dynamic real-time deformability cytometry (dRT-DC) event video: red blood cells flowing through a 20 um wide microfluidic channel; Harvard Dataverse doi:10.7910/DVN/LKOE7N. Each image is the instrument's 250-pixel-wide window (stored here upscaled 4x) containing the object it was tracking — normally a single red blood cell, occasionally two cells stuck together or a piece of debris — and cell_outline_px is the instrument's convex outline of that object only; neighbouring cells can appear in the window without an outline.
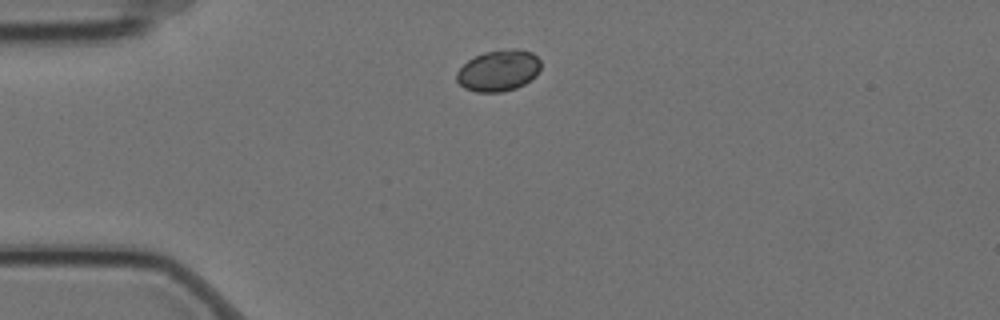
{"species": "Egyptian fruit bat (a non-hibernating species)", "species_latin": "Rousettus aegyptiacus", "temperature_condition": "cold", "stored_images_in_passage": 3, "camera_frame_rate_fps": 3000, "um_per_image_px": 0.085, "animal": {"sex": "female"}, "frame": {"image": 1, "passage_image": 1, "time_ms": 0.0, "image_size_px": [1000, 320], "cell_outline_px": [[540, 68], [536, 76], [524, 84], [516, 88], [500, 92], [476, 92], [464, 88], [456, 80], [456, 72], [468, 60], [484, 52], [512, 48], [516, 48], [532, 52], [540, 60]], "centroid_in_image_um": [42.38, 6.0], "position_along_channel_um": 42.6, "area_um2": 20.29}}
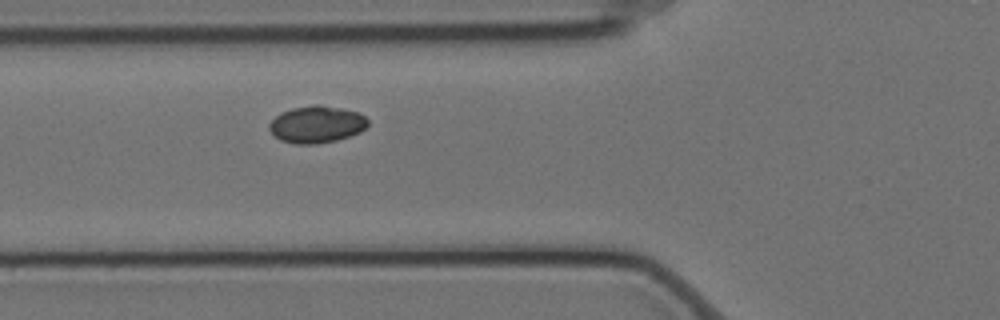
{"frame": {"image": 2, "passage_image": 3, "time_ms": 0.667, "image_size_px": [1000, 320], "cell_outline_px": [[368, 124], [360, 132], [336, 140], [316, 144], [296, 144], [280, 140], [268, 128], [268, 124], [276, 116], [292, 108], [316, 104], [344, 108], [360, 112], [368, 120]], "centroid_in_image_um": [26.93, 10.56], "position_along_channel_um": 98.9, "area_um2": 21.21}}